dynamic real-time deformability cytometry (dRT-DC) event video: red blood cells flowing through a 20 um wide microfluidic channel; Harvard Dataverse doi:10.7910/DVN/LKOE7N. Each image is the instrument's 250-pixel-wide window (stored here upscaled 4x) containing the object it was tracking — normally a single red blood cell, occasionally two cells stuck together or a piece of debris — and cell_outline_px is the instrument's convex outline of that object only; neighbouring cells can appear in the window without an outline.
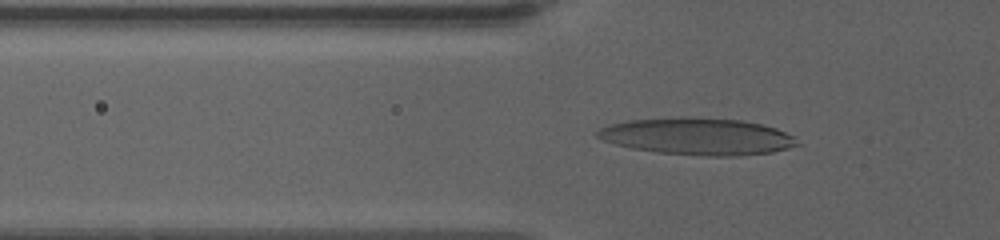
{"species": "human", "species_latin": "Homo sapiens", "temperature_condition": "warm", "stored_images_in_passage": 60, "camera_frame_rate_fps": 3000, "um_per_image_px": 0.085, "donor": {"sex": "female"}, "frame": {"image": 1, "passage_image": 22, "time_ms": 7.0, "image_size_px": [1000, 240], "cell_outline_px": [[800, 144], [788, 148], [772, 152], [736, 156], [708, 156], [656, 152], [632, 148], [616, 144], [604, 140], [596, 136], [596, 132], [600, 128], [612, 124], [628, 120], [684, 116], [740, 120], [760, 124], [776, 128], [792, 136]], "centroid_in_image_um": [59.27, 11.59], "position_along_channel_um": 66.5, "area_um2": 42.83}}
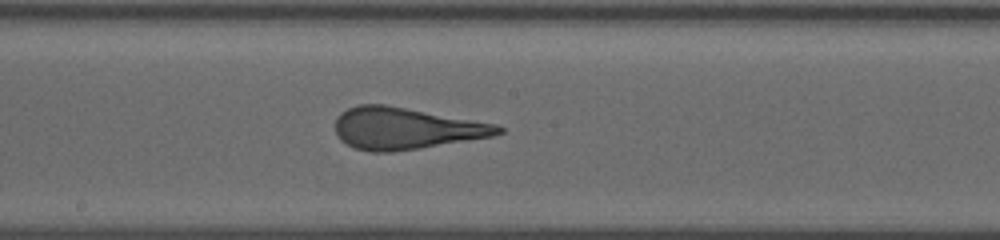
{"frame": {"image": 2, "passage_image": 35, "time_ms": 11.333, "image_size_px": [1000, 240], "cell_outline_px": [[504, 132], [492, 136], [420, 148], [392, 152], [372, 152], [356, 148], [340, 140], [336, 136], [336, 116], [340, 112], [356, 104], [384, 104], [496, 124], [504, 128]], "centroid_in_image_um": [34.44, 10.91], "position_along_channel_um": 213.8, "area_um2": 39.42}}
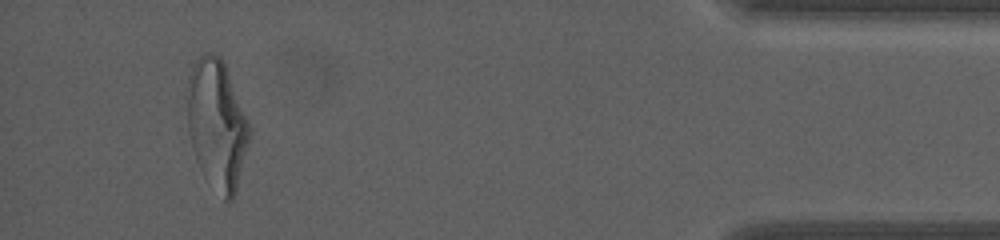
{"frame": {"image": 3, "passage_image": 57, "time_ms": 18.667, "image_size_px": [1000, 240], "cell_outline_px": [[248, 140], [236, 188], [232, 200], [228, 204], [224, 200], [200, 168], [196, 160], [192, 148], [188, 132], [188, 80], [192, 64], [204, 52], [212, 52], [220, 56], [224, 64], [248, 120]], "centroid_in_image_um": [18.4, 10.53], "position_along_channel_um": 416.8, "area_um2": 45.72}, "authors_computed_cell_mechanics": {"area_um2": 40.1132, "velocity_mm_per_s": 3.5202, "shape_relaxation_time_tau1_ms": 5.0075, "shape_relaxation_time_tau2_ms": 1.1144, "deformation_change_tau1": 0.2615, "deformation_change_tau2": 0.1251}}